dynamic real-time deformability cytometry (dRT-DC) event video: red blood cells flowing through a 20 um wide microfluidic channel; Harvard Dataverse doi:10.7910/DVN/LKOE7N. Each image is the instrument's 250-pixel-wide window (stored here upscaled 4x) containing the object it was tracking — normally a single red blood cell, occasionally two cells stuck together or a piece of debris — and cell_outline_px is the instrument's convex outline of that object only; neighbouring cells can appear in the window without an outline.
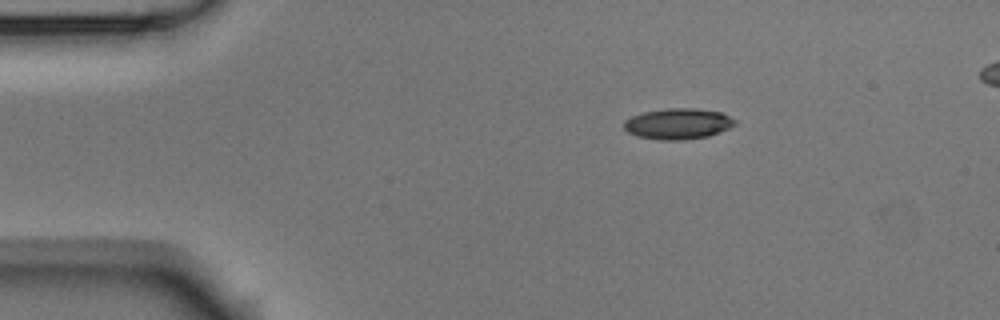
{"species": "Egyptian fruit bat (a non-hibernating species)", "species_latin": "Rousettus aegyptiacus", "temperature_condition": "room temperature", "stored_images_in_passage": 4, "segment_of_instrument_passage": [1, 2], "camera_frame_rate_fps": 3000, "um_per_image_px": 0.085, "animal": {"sex": "male"}, "frame": {"image": 1, "passage_image": 1, "time_ms": 0.0, "image_size_px": [1000, 320], "cell_outline_px": [[736, 124], [728, 128], [708, 136], [684, 140], [660, 140], [636, 136], [628, 132], [624, 128], [624, 120], [632, 116], [644, 112], [664, 108], [696, 108], [720, 112], [736, 120]], "centroid_in_image_um": [57.6, 10.52], "position_along_channel_um": 27.4, "area_um2": 19.94}}